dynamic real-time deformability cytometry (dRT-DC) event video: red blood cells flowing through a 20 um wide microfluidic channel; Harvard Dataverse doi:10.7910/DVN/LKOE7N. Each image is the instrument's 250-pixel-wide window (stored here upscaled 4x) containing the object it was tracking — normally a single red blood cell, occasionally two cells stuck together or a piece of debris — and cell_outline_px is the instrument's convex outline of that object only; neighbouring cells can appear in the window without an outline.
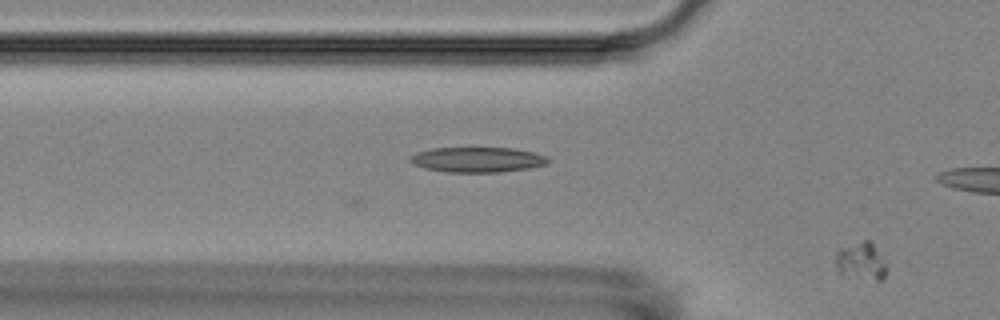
{"species": "Egyptian fruit bat (a non-hibernating species)", "species_latin": "Rousettus aegyptiacus", "temperature_condition": "room temperature", "stored_images_in_passage": 3, "camera_frame_rate_fps": 3000, "um_per_image_px": 0.085, "animal": {"sex": "female"}, "frame": {"image": 1, "passage_image": 3, "time_ms": 2.333, "image_size_px": [1000, 320], "cell_outline_px": [[888, 268], [884, 276], [880, 280], [876, 280], [844, 276], [840, 272], [836, 264], [836, 248], [864, 240], [872, 240]], "centroid_in_image_um": [73.18, 22.18], "position_along_channel_um": 52.6, "area_um2": 11.33}}